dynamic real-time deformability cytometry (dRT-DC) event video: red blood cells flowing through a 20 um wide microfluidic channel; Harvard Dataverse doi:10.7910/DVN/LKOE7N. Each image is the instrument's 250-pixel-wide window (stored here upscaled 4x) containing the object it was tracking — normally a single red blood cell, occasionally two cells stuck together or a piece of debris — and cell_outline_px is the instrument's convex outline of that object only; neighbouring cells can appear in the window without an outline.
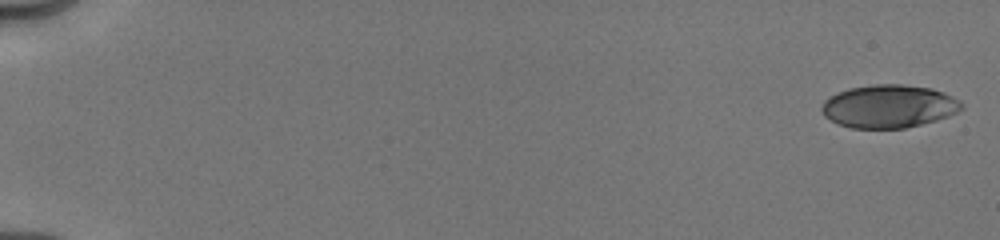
{"species": "human", "species_latin": "Homo sapiens", "temperature_condition": "cold", "stored_images_in_passage": 29, "camera_frame_rate_fps": 3000, "um_per_image_px": 0.085, "donor": {"sex": "male"}, "frame": {"image": 1, "passage_image": 1, "time_ms": 0.0, "image_size_px": [1000, 240], "cell_outline_px": [[964, 108], [948, 116], [936, 120], [904, 128], [852, 128], [840, 124], [824, 116], [820, 108], [824, 100], [848, 88], [876, 84], [900, 84], [932, 88], [944, 92], [960, 100], [964, 104]], "centroid_in_image_um": [75.58, 9.03], "position_along_channel_um": 9.4, "area_um2": 34.97}}
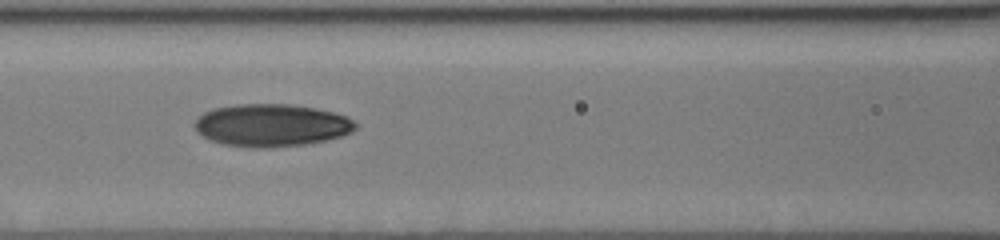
{"frame": {"image": 2, "passage_image": 13, "time_ms": 8.0, "image_size_px": [1000, 240], "cell_outline_px": [[356, 128], [352, 132], [344, 136], [328, 140], [304, 144], [268, 148], [252, 148], [224, 144], [208, 140], [196, 132], [192, 124], [204, 112], [216, 108], [236, 104], [288, 104], [316, 108], [348, 116], [356, 120]], "centroid_in_image_um": [23.09, 10.65], "position_along_channel_um": 143.5, "area_um2": 40.29}}
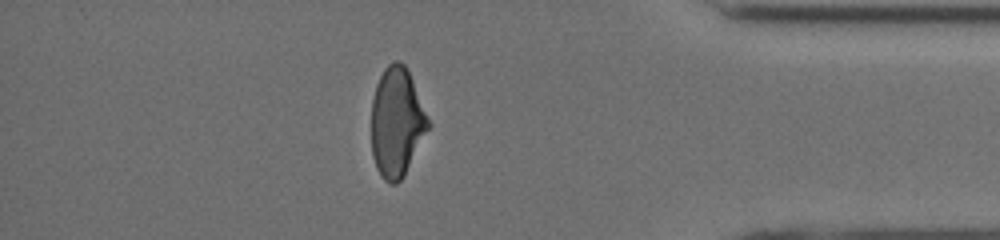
{"frame": {"image": 3, "passage_image": 25, "time_ms": 15.0, "image_size_px": [1000, 240], "cell_outline_px": [[432, 124], [404, 176], [396, 184], [388, 184], [380, 176], [376, 168], [372, 156], [372, 100], [376, 84], [384, 68], [388, 64], [396, 60], [404, 64], [408, 68]], "centroid_in_image_um": [33.74, 10.4], "position_along_channel_um": 401.5, "area_um2": 36.76}, "authors_computed_cell_mechanics": {"area_um2": 36.703, "velocity_mm_per_s": 4.0367, "shape_relaxation_time_tau1_ms": 7.6217, "shape_relaxation_time_tau2_ms": 2.6246, "deformation_change_tau1": 0.2145, "deformation_change_tau2": 0.0928}}